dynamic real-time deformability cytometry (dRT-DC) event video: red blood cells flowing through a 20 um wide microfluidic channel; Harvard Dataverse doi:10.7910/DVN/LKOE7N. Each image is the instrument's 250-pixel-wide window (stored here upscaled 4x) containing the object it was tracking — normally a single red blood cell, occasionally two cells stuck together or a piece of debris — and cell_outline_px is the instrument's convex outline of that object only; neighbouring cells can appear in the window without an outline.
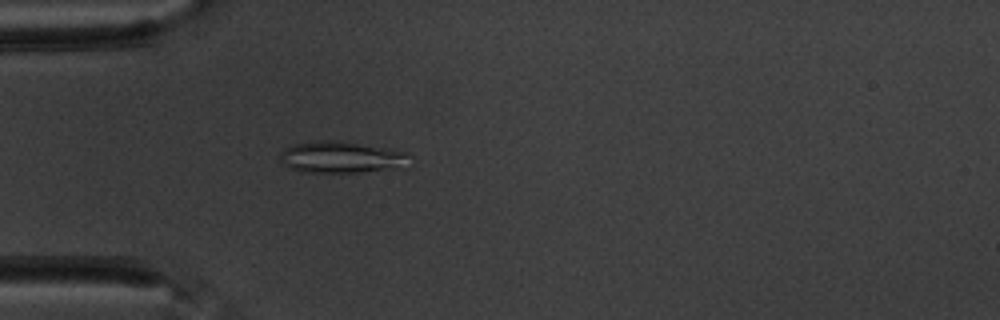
{"species": "common noctule bat (a hibernating species)", "species_latin": "Nyctalus noctula", "temperature_condition": "warm", "stored_images_in_passage": 56, "camera_frame_rate_fps": 3000, "um_per_image_px": 0.085, "animal": {"sex": "male", "body_mass_g": 20.1, "forearm_length_mm": 53.5}, "frame": {"image": 1, "passage_image": 15, "time_ms": 4.667, "image_size_px": [1000, 320], "cell_outline_px": [[412, 156], [408, 168], [356, 172], [300, 172], [288, 168], [280, 160], [280, 152], [284, 148], [292, 144], [316, 140], [340, 140], [404, 152]], "centroid_in_image_um": [29.02, 13.37], "position_along_channel_um": 56.0, "area_um2": 24.28}}
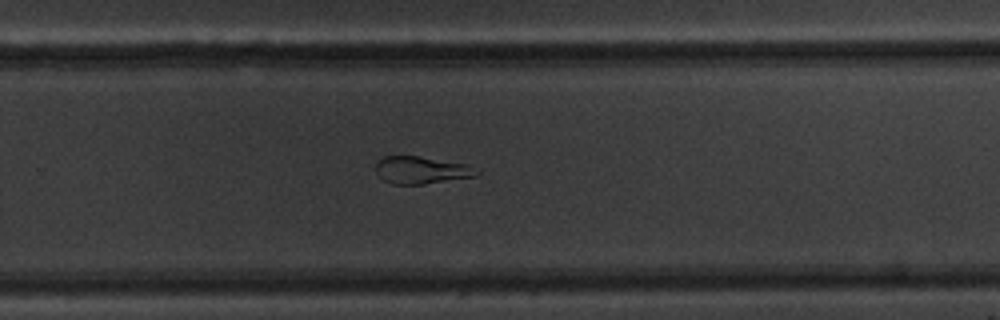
{"frame": {"image": 2, "passage_image": 36, "time_ms": 11.667, "image_size_px": [1000, 320], "cell_outline_px": [[480, 172], [476, 176], [424, 184], [392, 184], [384, 180], [376, 172], [376, 164], [384, 156], [416, 156], [468, 164]], "centroid_in_image_um": [35.82, 14.46], "position_along_channel_um": 294.0, "area_um2": 15.9}}
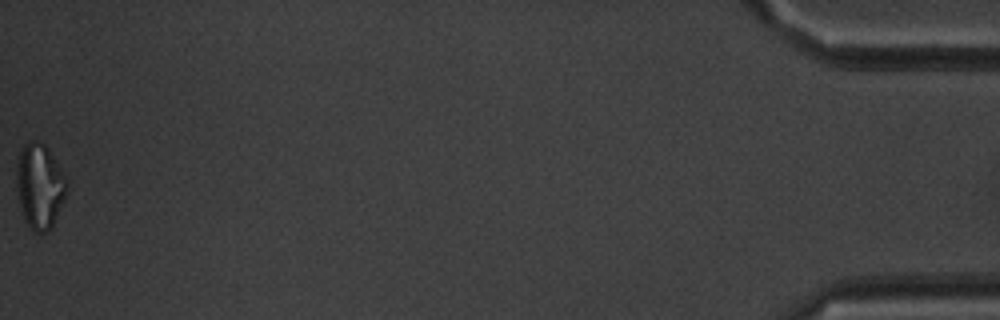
{"frame": {"image": 3, "passage_image": 56, "time_ms": 18.333, "image_size_px": [1000, 320], "cell_outline_px": [[68, 184], [64, 200], [52, 228], [48, 232], [36, 232], [24, 220], [20, 204], [16, 184], [16, 168], [20, 152], [24, 144], [28, 140], [36, 140], [44, 144], [48, 148], [64, 176]], "centroid_in_image_um": [3.37, 15.82], "position_along_channel_um": 431.8, "area_um2": 24.74}, "authors_computed_cell_mechanics": {"area_um2": 21.5883, "velocity_mm_per_s": 3.4959, "shape_relaxation_time_tau1_ms": null, "shape_relaxation_time_tau2_ms": 2.6005, "deformation_change_tau1": null, "deformation_change_tau2": 0.0942}}